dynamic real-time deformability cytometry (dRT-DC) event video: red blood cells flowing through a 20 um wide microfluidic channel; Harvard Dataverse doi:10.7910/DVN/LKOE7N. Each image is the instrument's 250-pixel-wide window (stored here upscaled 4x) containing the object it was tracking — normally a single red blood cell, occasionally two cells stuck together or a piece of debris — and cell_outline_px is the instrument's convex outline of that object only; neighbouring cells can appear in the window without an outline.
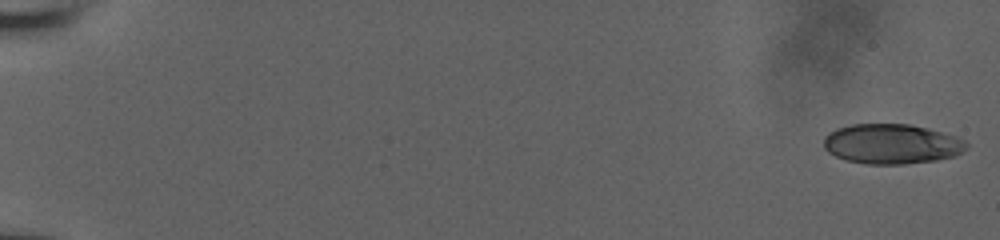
{"species": "human", "species_latin": "Homo sapiens", "temperature_condition": "room temperature", "stored_images_in_passage": 55, "camera_frame_rate_fps": 3000, "um_per_image_px": 0.085, "donor": {"sex": "male"}, "frame": {"image": 1, "passage_image": 1, "time_ms": 0.0, "image_size_px": [1000, 240], "cell_outline_px": [[968, 148], [956, 156], [936, 160], [904, 164], [868, 164], [844, 160], [828, 152], [824, 148], [824, 136], [828, 132], [836, 128], [852, 124], [908, 124], [928, 128], [956, 136], [964, 140], [968, 144]], "centroid_in_image_um": [75.79, 12.23], "position_along_channel_um": 9.2, "area_um2": 33.47}}
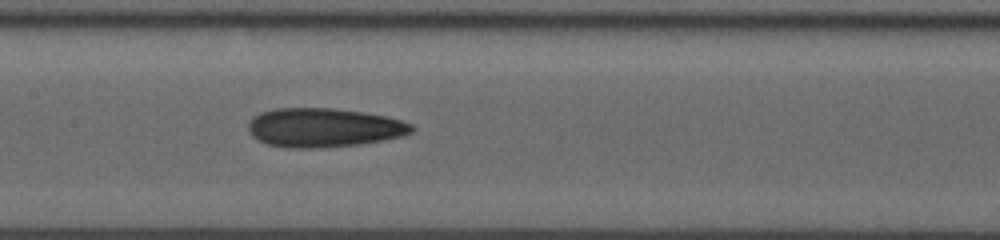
{"frame": {"image": 2, "passage_image": 30, "time_ms": 9.667, "image_size_px": [1000, 240], "cell_outline_px": [[416, 128], [412, 132], [400, 136], [360, 144], [312, 148], [284, 148], [268, 144], [252, 136], [248, 132], [248, 124], [252, 116], [260, 112], [276, 108], [336, 108], [364, 112], [384, 116], [400, 120], [412, 124]], "centroid_in_image_um": [27.48, 10.84], "position_along_channel_um": 179.9, "area_um2": 37.17}}
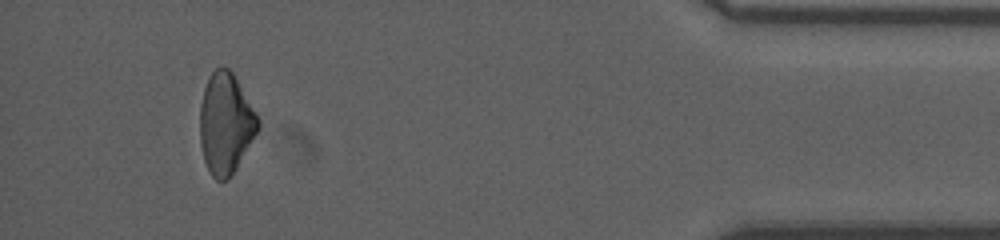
{"frame": {"image": 3, "passage_image": 52, "time_ms": 17.0, "image_size_px": [1000, 240], "cell_outline_px": [[260, 128], [228, 180], [216, 180], [212, 176], [204, 160], [200, 144], [200, 104], [204, 88], [208, 76], [216, 68], [228, 68], [232, 72], [260, 120]], "centroid_in_image_um": [19.17, 10.5], "position_along_channel_um": 416.0, "area_um2": 33.81}, "authors_computed_cell_mechanics": {"area_um2": 34.9112, "velocity_mm_per_s": 3.9574, "shape_relaxation_time_tau1_ms": 9.5092, "shape_relaxation_time_tau2_ms": 8.878, "deformation_change_tau1": 0.1582, "deformation_change_tau2": 0.1949}}